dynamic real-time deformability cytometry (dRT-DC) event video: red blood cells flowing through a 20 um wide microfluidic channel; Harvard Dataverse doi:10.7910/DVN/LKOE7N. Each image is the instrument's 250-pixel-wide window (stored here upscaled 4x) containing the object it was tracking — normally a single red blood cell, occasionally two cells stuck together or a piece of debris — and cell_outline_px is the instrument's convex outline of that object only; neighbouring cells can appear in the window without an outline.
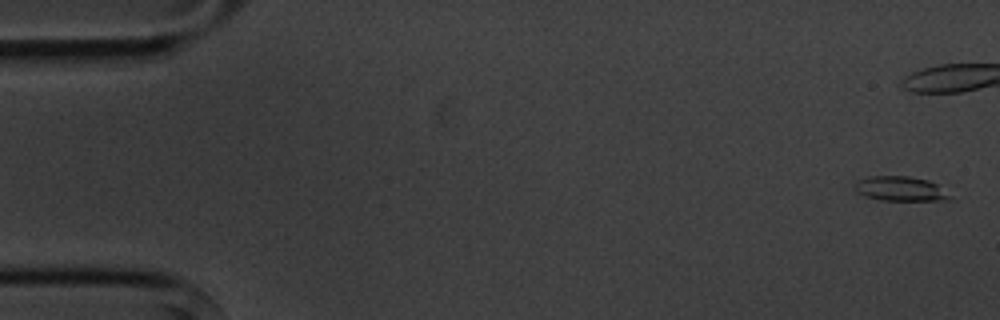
{"species": "common noctule bat (a hibernating species)", "species_latin": "Nyctalus noctula", "temperature_condition": "cold", "stored_images_in_passage": 7, "camera_frame_rate_fps": 3000, "um_per_image_px": 0.085, "animal": {"sex": "male", "body_mass_g": 20.1, "forearm_length_mm": 53.5}, "frame": {"image": 1, "passage_image": 1, "time_ms": 0.0, "image_size_px": [1000, 320], "cell_outline_px": [[952, 200], [880, 200], [868, 196], [860, 192], [856, 188], [856, 180], [868, 176], [908, 176], [928, 180], [936, 184], [952, 196]], "centroid_in_image_um": [76.58, 16.03], "position_along_channel_um": 8.4, "area_um2": 13.41}}